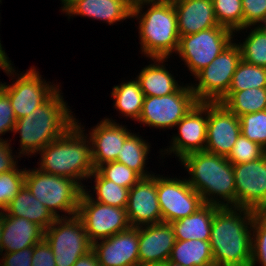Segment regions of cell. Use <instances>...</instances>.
Instances as JSON below:
<instances>
[{
    "label": "cell",
    "mask_w": 266,
    "mask_h": 266,
    "mask_svg": "<svg viewBox=\"0 0 266 266\" xmlns=\"http://www.w3.org/2000/svg\"><path fill=\"white\" fill-rule=\"evenodd\" d=\"M253 217L250 209L217 207L209 240L215 266H250Z\"/></svg>",
    "instance_id": "obj_1"
},
{
    "label": "cell",
    "mask_w": 266,
    "mask_h": 266,
    "mask_svg": "<svg viewBox=\"0 0 266 266\" xmlns=\"http://www.w3.org/2000/svg\"><path fill=\"white\" fill-rule=\"evenodd\" d=\"M60 91L59 87L29 115L16 120L13 133L20 135L19 156L36 155L76 124L75 115Z\"/></svg>",
    "instance_id": "obj_2"
},
{
    "label": "cell",
    "mask_w": 266,
    "mask_h": 266,
    "mask_svg": "<svg viewBox=\"0 0 266 266\" xmlns=\"http://www.w3.org/2000/svg\"><path fill=\"white\" fill-rule=\"evenodd\" d=\"M179 162L190 175L186 177L189 185L205 204L236 207L233 165L225 156L200 151L187 154Z\"/></svg>",
    "instance_id": "obj_3"
},
{
    "label": "cell",
    "mask_w": 266,
    "mask_h": 266,
    "mask_svg": "<svg viewBox=\"0 0 266 266\" xmlns=\"http://www.w3.org/2000/svg\"><path fill=\"white\" fill-rule=\"evenodd\" d=\"M74 124L63 136L49 143L37 154L40 155L38 168L48 174L66 177L78 182L88 180L95 171L92 161L91 141L83 129L85 126Z\"/></svg>",
    "instance_id": "obj_4"
},
{
    "label": "cell",
    "mask_w": 266,
    "mask_h": 266,
    "mask_svg": "<svg viewBox=\"0 0 266 266\" xmlns=\"http://www.w3.org/2000/svg\"><path fill=\"white\" fill-rule=\"evenodd\" d=\"M143 8L147 10L144 12ZM132 18L139 23V44L144 56L169 59L177 52L180 36L173 3L134 0Z\"/></svg>",
    "instance_id": "obj_5"
},
{
    "label": "cell",
    "mask_w": 266,
    "mask_h": 266,
    "mask_svg": "<svg viewBox=\"0 0 266 266\" xmlns=\"http://www.w3.org/2000/svg\"><path fill=\"white\" fill-rule=\"evenodd\" d=\"M25 186L56 218L76 215L84 191L73 179L48 174L37 167L26 169ZM60 212L66 214L60 216Z\"/></svg>",
    "instance_id": "obj_6"
},
{
    "label": "cell",
    "mask_w": 266,
    "mask_h": 266,
    "mask_svg": "<svg viewBox=\"0 0 266 266\" xmlns=\"http://www.w3.org/2000/svg\"><path fill=\"white\" fill-rule=\"evenodd\" d=\"M241 60L240 47L233 41L194 76L198 82L190 85L197 101L219 102L228 93L232 76Z\"/></svg>",
    "instance_id": "obj_7"
},
{
    "label": "cell",
    "mask_w": 266,
    "mask_h": 266,
    "mask_svg": "<svg viewBox=\"0 0 266 266\" xmlns=\"http://www.w3.org/2000/svg\"><path fill=\"white\" fill-rule=\"evenodd\" d=\"M234 32L223 26L180 36L176 54L192 76L207 67L234 39ZM234 39V40H233Z\"/></svg>",
    "instance_id": "obj_8"
},
{
    "label": "cell",
    "mask_w": 266,
    "mask_h": 266,
    "mask_svg": "<svg viewBox=\"0 0 266 266\" xmlns=\"http://www.w3.org/2000/svg\"><path fill=\"white\" fill-rule=\"evenodd\" d=\"M56 266H73L77 260L92 250L81 219L77 215L57 218L45 231Z\"/></svg>",
    "instance_id": "obj_9"
},
{
    "label": "cell",
    "mask_w": 266,
    "mask_h": 266,
    "mask_svg": "<svg viewBox=\"0 0 266 266\" xmlns=\"http://www.w3.org/2000/svg\"><path fill=\"white\" fill-rule=\"evenodd\" d=\"M15 71L16 69L12 66L6 74L10 76L13 83L9 85L5 82L3 91L10 99L16 119H19L29 115L44 103L60 85L46 82L34 66L25 72L23 70L20 74L17 73L18 70Z\"/></svg>",
    "instance_id": "obj_10"
},
{
    "label": "cell",
    "mask_w": 266,
    "mask_h": 266,
    "mask_svg": "<svg viewBox=\"0 0 266 266\" xmlns=\"http://www.w3.org/2000/svg\"><path fill=\"white\" fill-rule=\"evenodd\" d=\"M198 103L190 83L165 96H145L137 122L156 129L174 128Z\"/></svg>",
    "instance_id": "obj_11"
},
{
    "label": "cell",
    "mask_w": 266,
    "mask_h": 266,
    "mask_svg": "<svg viewBox=\"0 0 266 266\" xmlns=\"http://www.w3.org/2000/svg\"><path fill=\"white\" fill-rule=\"evenodd\" d=\"M76 215L81 219L92 244L131 227L126 208L94 201L84 191Z\"/></svg>",
    "instance_id": "obj_12"
},
{
    "label": "cell",
    "mask_w": 266,
    "mask_h": 266,
    "mask_svg": "<svg viewBox=\"0 0 266 266\" xmlns=\"http://www.w3.org/2000/svg\"><path fill=\"white\" fill-rule=\"evenodd\" d=\"M157 197L162 222L171 223L196 212L205 203L184 177L170 178L157 174Z\"/></svg>",
    "instance_id": "obj_13"
},
{
    "label": "cell",
    "mask_w": 266,
    "mask_h": 266,
    "mask_svg": "<svg viewBox=\"0 0 266 266\" xmlns=\"http://www.w3.org/2000/svg\"><path fill=\"white\" fill-rule=\"evenodd\" d=\"M208 102H198L177 124V134L171 137L169 148L160 149L162 159L172 153L181 160L184 156L205 150L207 140ZM164 157V158H163Z\"/></svg>",
    "instance_id": "obj_14"
},
{
    "label": "cell",
    "mask_w": 266,
    "mask_h": 266,
    "mask_svg": "<svg viewBox=\"0 0 266 266\" xmlns=\"http://www.w3.org/2000/svg\"><path fill=\"white\" fill-rule=\"evenodd\" d=\"M232 165L236 207L266 211V154L258 160Z\"/></svg>",
    "instance_id": "obj_15"
},
{
    "label": "cell",
    "mask_w": 266,
    "mask_h": 266,
    "mask_svg": "<svg viewBox=\"0 0 266 266\" xmlns=\"http://www.w3.org/2000/svg\"><path fill=\"white\" fill-rule=\"evenodd\" d=\"M241 134L239 117L222 103L208 102L206 152L227 157Z\"/></svg>",
    "instance_id": "obj_16"
},
{
    "label": "cell",
    "mask_w": 266,
    "mask_h": 266,
    "mask_svg": "<svg viewBox=\"0 0 266 266\" xmlns=\"http://www.w3.org/2000/svg\"><path fill=\"white\" fill-rule=\"evenodd\" d=\"M141 178L129 189L126 212L131 227H140L162 222L157 197V174Z\"/></svg>",
    "instance_id": "obj_17"
},
{
    "label": "cell",
    "mask_w": 266,
    "mask_h": 266,
    "mask_svg": "<svg viewBox=\"0 0 266 266\" xmlns=\"http://www.w3.org/2000/svg\"><path fill=\"white\" fill-rule=\"evenodd\" d=\"M139 227L114 234L92 244L100 266H136L138 255Z\"/></svg>",
    "instance_id": "obj_18"
},
{
    "label": "cell",
    "mask_w": 266,
    "mask_h": 266,
    "mask_svg": "<svg viewBox=\"0 0 266 266\" xmlns=\"http://www.w3.org/2000/svg\"><path fill=\"white\" fill-rule=\"evenodd\" d=\"M122 125L104 117L88 131L95 170L104 163L117 160L125 140L132 134L130 129Z\"/></svg>",
    "instance_id": "obj_19"
},
{
    "label": "cell",
    "mask_w": 266,
    "mask_h": 266,
    "mask_svg": "<svg viewBox=\"0 0 266 266\" xmlns=\"http://www.w3.org/2000/svg\"><path fill=\"white\" fill-rule=\"evenodd\" d=\"M170 223L160 222L139 227V264H163L169 260L175 244Z\"/></svg>",
    "instance_id": "obj_20"
},
{
    "label": "cell",
    "mask_w": 266,
    "mask_h": 266,
    "mask_svg": "<svg viewBox=\"0 0 266 266\" xmlns=\"http://www.w3.org/2000/svg\"><path fill=\"white\" fill-rule=\"evenodd\" d=\"M173 5L179 36L195 34L201 30L219 26L212 0H177Z\"/></svg>",
    "instance_id": "obj_21"
},
{
    "label": "cell",
    "mask_w": 266,
    "mask_h": 266,
    "mask_svg": "<svg viewBox=\"0 0 266 266\" xmlns=\"http://www.w3.org/2000/svg\"><path fill=\"white\" fill-rule=\"evenodd\" d=\"M133 2L134 0H79L65 12V15H68V19L78 15L113 25L132 19Z\"/></svg>",
    "instance_id": "obj_22"
},
{
    "label": "cell",
    "mask_w": 266,
    "mask_h": 266,
    "mask_svg": "<svg viewBox=\"0 0 266 266\" xmlns=\"http://www.w3.org/2000/svg\"><path fill=\"white\" fill-rule=\"evenodd\" d=\"M44 238V230L23 217L5 215L2 228V253L33 247Z\"/></svg>",
    "instance_id": "obj_23"
},
{
    "label": "cell",
    "mask_w": 266,
    "mask_h": 266,
    "mask_svg": "<svg viewBox=\"0 0 266 266\" xmlns=\"http://www.w3.org/2000/svg\"><path fill=\"white\" fill-rule=\"evenodd\" d=\"M153 63L141 69L136 80L145 96H165L176 92L181 86L166 68L168 58H151Z\"/></svg>",
    "instance_id": "obj_24"
},
{
    "label": "cell",
    "mask_w": 266,
    "mask_h": 266,
    "mask_svg": "<svg viewBox=\"0 0 266 266\" xmlns=\"http://www.w3.org/2000/svg\"><path fill=\"white\" fill-rule=\"evenodd\" d=\"M217 207V205L204 204L193 214L171 222L175 239L209 241L211 224Z\"/></svg>",
    "instance_id": "obj_25"
},
{
    "label": "cell",
    "mask_w": 266,
    "mask_h": 266,
    "mask_svg": "<svg viewBox=\"0 0 266 266\" xmlns=\"http://www.w3.org/2000/svg\"><path fill=\"white\" fill-rule=\"evenodd\" d=\"M6 215L23 217L40 226L44 231L57 219L50 210L36 199L24 185L20 192L11 200Z\"/></svg>",
    "instance_id": "obj_26"
},
{
    "label": "cell",
    "mask_w": 266,
    "mask_h": 266,
    "mask_svg": "<svg viewBox=\"0 0 266 266\" xmlns=\"http://www.w3.org/2000/svg\"><path fill=\"white\" fill-rule=\"evenodd\" d=\"M170 261L182 266H215L209 241L176 240Z\"/></svg>",
    "instance_id": "obj_27"
},
{
    "label": "cell",
    "mask_w": 266,
    "mask_h": 266,
    "mask_svg": "<svg viewBox=\"0 0 266 266\" xmlns=\"http://www.w3.org/2000/svg\"><path fill=\"white\" fill-rule=\"evenodd\" d=\"M110 93L112 99L115 100L114 109H118L117 111L121 113V116L126 117V119L129 117L134 121L139 119L145 95L136 78L113 86Z\"/></svg>",
    "instance_id": "obj_28"
},
{
    "label": "cell",
    "mask_w": 266,
    "mask_h": 266,
    "mask_svg": "<svg viewBox=\"0 0 266 266\" xmlns=\"http://www.w3.org/2000/svg\"><path fill=\"white\" fill-rule=\"evenodd\" d=\"M237 117L266 110V88L228 91L219 101Z\"/></svg>",
    "instance_id": "obj_29"
},
{
    "label": "cell",
    "mask_w": 266,
    "mask_h": 266,
    "mask_svg": "<svg viewBox=\"0 0 266 266\" xmlns=\"http://www.w3.org/2000/svg\"><path fill=\"white\" fill-rule=\"evenodd\" d=\"M138 134L132 133L124 142L121 151L118 153L117 162L125 164L135 171L141 178L149 177L154 172L147 171L148 154L150 153V143Z\"/></svg>",
    "instance_id": "obj_30"
},
{
    "label": "cell",
    "mask_w": 266,
    "mask_h": 266,
    "mask_svg": "<svg viewBox=\"0 0 266 266\" xmlns=\"http://www.w3.org/2000/svg\"><path fill=\"white\" fill-rule=\"evenodd\" d=\"M94 179L93 193L84 188V192L94 201L100 202L105 205L126 208L128 203L129 189L117 185L111 180L105 179L97 170H95L89 179Z\"/></svg>",
    "instance_id": "obj_31"
},
{
    "label": "cell",
    "mask_w": 266,
    "mask_h": 266,
    "mask_svg": "<svg viewBox=\"0 0 266 266\" xmlns=\"http://www.w3.org/2000/svg\"><path fill=\"white\" fill-rule=\"evenodd\" d=\"M252 27V29H251ZM250 28L249 35L244 38L243 43H237L241 50L242 60L249 64L266 67V25L247 26L234 33Z\"/></svg>",
    "instance_id": "obj_32"
},
{
    "label": "cell",
    "mask_w": 266,
    "mask_h": 266,
    "mask_svg": "<svg viewBox=\"0 0 266 266\" xmlns=\"http://www.w3.org/2000/svg\"><path fill=\"white\" fill-rule=\"evenodd\" d=\"M250 88H266V67L241 60L232 76L229 91H243Z\"/></svg>",
    "instance_id": "obj_33"
},
{
    "label": "cell",
    "mask_w": 266,
    "mask_h": 266,
    "mask_svg": "<svg viewBox=\"0 0 266 266\" xmlns=\"http://www.w3.org/2000/svg\"><path fill=\"white\" fill-rule=\"evenodd\" d=\"M214 14L220 26L235 32L243 28L241 0H212Z\"/></svg>",
    "instance_id": "obj_34"
},
{
    "label": "cell",
    "mask_w": 266,
    "mask_h": 266,
    "mask_svg": "<svg viewBox=\"0 0 266 266\" xmlns=\"http://www.w3.org/2000/svg\"><path fill=\"white\" fill-rule=\"evenodd\" d=\"M266 266V211H254L252 220L251 264Z\"/></svg>",
    "instance_id": "obj_35"
},
{
    "label": "cell",
    "mask_w": 266,
    "mask_h": 266,
    "mask_svg": "<svg viewBox=\"0 0 266 266\" xmlns=\"http://www.w3.org/2000/svg\"><path fill=\"white\" fill-rule=\"evenodd\" d=\"M241 134L266 150V110L239 117Z\"/></svg>",
    "instance_id": "obj_36"
},
{
    "label": "cell",
    "mask_w": 266,
    "mask_h": 266,
    "mask_svg": "<svg viewBox=\"0 0 266 266\" xmlns=\"http://www.w3.org/2000/svg\"><path fill=\"white\" fill-rule=\"evenodd\" d=\"M0 174V210H6L11 200L25 185V168Z\"/></svg>",
    "instance_id": "obj_37"
},
{
    "label": "cell",
    "mask_w": 266,
    "mask_h": 266,
    "mask_svg": "<svg viewBox=\"0 0 266 266\" xmlns=\"http://www.w3.org/2000/svg\"><path fill=\"white\" fill-rule=\"evenodd\" d=\"M105 179L111 180L119 186L131 189L141 177L125 164L117 161L107 162L96 169Z\"/></svg>",
    "instance_id": "obj_38"
},
{
    "label": "cell",
    "mask_w": 266,
    "mask_h": 266,
    "mask_svg": "<svg viewBox=\"0 0 266 266\" xmlns=\"http://www.w3.org/2000/svg\"><path fill=\"white\" fill-rule=\"evenodd\" d=\"M265 154L266 150L260 144L240 134L226 158L232 164H243L258 160Z\"/></svg>",
    "instance_id": "obj_39"
},
{
    "label": "cell",
    "mask_w": 266,
    "mask_h": 266,
    "mask_svg": "<svg viewBox=\"0 0 266 266\" xmlns=\"http://www.w3.org/2000/svg\"><path fill=\"white\" fill-rule=\"evenodd\" d=\"M243 28L266 25V0H241Z\"/></svg>",
    "instance_id": "obj_40"
},
{
    "label": "cell",
    "mask_w": 266,
    "mask_h": 266,
    "mask_svg": "<svg viewBox=\"0 0 266 266\" xmlns=\"http://www.w3.org/2000/svg\"><path fill=\"white\" fill-rule=\"evenodd\" d=\"M16 117L7 94L0 92V140H4L5 133H12L15 127Z\"/></svg>",
    "instance_id": "obj_41"
},
{
    "label": "cell",
    "mask_w": 266,
    "mask_h": 266,
    "mask_svg": "<svg viewBox=\"0 0 266 266\" xmlns=\"http://www.w3.org/2000/svg\"><path fill=\"white\" fill-rule=\"evenodd\" d=\"M32 266H56L53 250L43 238L33 246Z\"/></svg>",
    "instance_id": "obj_42"
},
{
    "label": "cell",
    "mask_w": 266,
    "mask_h": 266,
    "mask_svg": "<svg viewBox=\"0 0 266 266\" xmlns=\"http://www.w3.org/2000/svg\"><path fill=\"white\" fill-rule=\"evenodd\" d=\"M3 254V255H2ZM33 247L16 252L1 253L0 266H32Z\"/></svg>",
    "instance_id": "obj_43"
},
{
    "label": "cell",
    "mask_w": 266,
    "mask_h": 266,
    "mask_svg": "<svg viewBox=\"0 0 266 266\" xmlns=\"http://www.w3.org/2000/svg\"><path fill=\"white\" fill-rule=\"evenodd\" d=\"M11 141V139L0 140V174L15 169L18 166L17 158H21L12 152Z\"/></svg>",
    "instance_id": "obj_44"
},
{
    "label": "cell",
    "mask_w": 266,
    "mask_h": 266,
    "mask_svg": "<svg viewBox=\"0 0 266 266\" xmlns=\"http://www.w3.org/2000/svg\"><path fill=\"white\" fill-rule=\"evenodd\" d=\"M73 266H100L93 250L81 256Z\"/></svg>",
    "instance_id": "obj_45"
},
{
    "label": "cell",
    "mask_w": 266,
    "mask_h": 266,
    "mask_svg": "<svg viewBox=\"0 0 266 266\" xmlns=\"http://www.w3.org/2000/svg\"><path fill=\"white\" fill-rule=\"evenodd\" d=\"M13 66L11 60H9L8 55H0V69L3 70L6 74ZM4 83L0 82V92L3 90Z\"/></svg>",
    "instance_id": "obj_46"
},
{
    "label": "cell",
    "mask_w": 266,
    "mask_h": 266,
    "mask_svg": "<svg viewBox=\"0 0 266 266\" xmlns=\"http://www.w3.org/2000/svg\"><path fill=\"white\" fill-rule=\"evenodd\" d=\"M62 4L61 10L63 13H65L74 3H76L79 0H60Z\"/></svg>",
    "instance_id": "obj_47"
},
{
    "label": "cell",
    "mask_w": 266,
    "mask_h": 266,
    "mask_svg": "<svg viewBox=\"0 0 266 266\" xmlns=\"http://www.w3.org/2000/svg\"><path fill=\"white\" fill-rule=\"evenodd\" d=\"M6 215V211L5 210H0V256L2 253V247H1V243H2V239H1V235H2V228H3V223H4V217Z\"/></svg>",
    "instance_id": "obj_48"
},
{
    "label": "cell",
    "mask_w": 266,
    "mask_h": 266,
    "mask_svg": "<svg viewBox=\"0 0 266 266\" xmlns=\"http://www.w3.org/2000/svg\"><path fill=\"white\" fill-rule=\"evenodd\" d=\"M161 266H182L180 264L174 263L170 260H167L166 262H164L163 264H161Z\"/></svg>",
    "instance_id": "obj_49"
},
{
    "label": "cell",
    "mask_w": 266,
    "mask_h": 266,
    "mask_svg": "<svg viewBox=\"0 0 266 266\" xmlns=\"http://www.w3.org/2000/svg\"><path fill=\"white\" fill-rule=\"evenodd\" d=\"M1 1L2 0H0V4L2 3ZM0 55H7L6 52H5V49L3 50V46L1 44V40H0Z\"/></svg>",
    "instance_id": "obj_50"
},
{
    "label": "cell",
    "mask_w": 266,
    "mask_h": 266,
    "mask_svg": "<svg viewBox=\"0 0 266 266\" xmlns=\"http://www.w3.org/2000/svg\"><path fill=\"white\" fill-rule=\"evenodd\" d=\"M148 1H153V2H171V3H173V2H175L177 0H148Z\"/></svg>",
    "instance_id": "obj_51"
},
{
    "label": "cell",
    "mask_w": 266,
    "mask_h": 266,
    "mask_svg": "<svg viewBox=\"0 0 266 266\" xmlns=\"http://www.w3.org/2000/svg\"><path fill=\"white\" fill-rule=\"evenodd\" d=\"M136 266H161L159 264H137Z\"/></svg>",
    "instance_id": "obj_52"
}]
</instances>
